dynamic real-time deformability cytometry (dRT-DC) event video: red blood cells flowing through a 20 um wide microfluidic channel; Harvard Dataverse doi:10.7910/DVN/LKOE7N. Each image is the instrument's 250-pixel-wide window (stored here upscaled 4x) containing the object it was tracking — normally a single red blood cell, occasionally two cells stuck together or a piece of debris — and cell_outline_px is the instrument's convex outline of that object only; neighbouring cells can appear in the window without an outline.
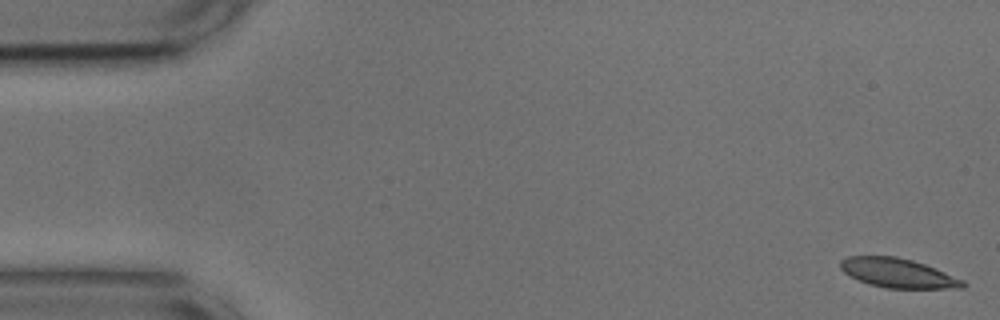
{"species": "common noctule bat (a hibernating species)", "species_latin": "Nyctalus noctula", "temperature_condition": "cold", "stored_images_in_passage": 54, "camera_frame_rate_fps": 3000, "um_per_image_px": 0.085, "animal": {"sex": "male", "body_mass_g": 17.9, "forearm_length_mm": 54.2}, "frame": {"image": 1, "passage_image": 1, "time_ms": 0.0, "image_size_px": [1000, 320], "cell_outline_px": [[968, 284], [964, 288], [884, 288], [868, 284], [844, 272], [840, 268], [840, 260], [848, 256], [896, 256], [912, 260], [936, 268], [964, 280]], "centroid_in_image_um": [76.35, 23.21], "position_along_channel_um": 8.7, "area_um2": 20.92}}
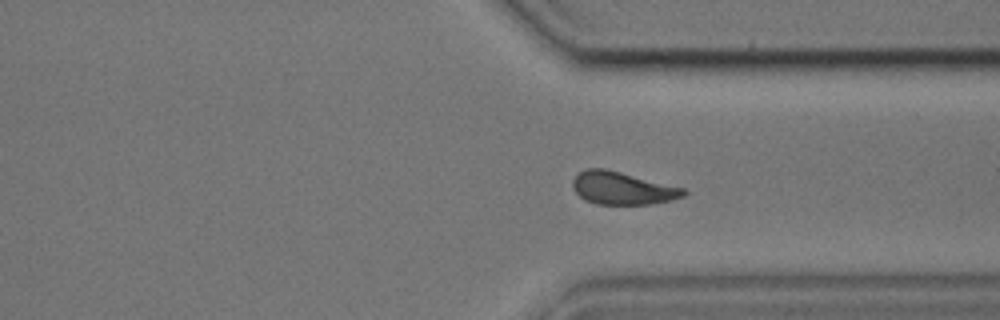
{"frame": {"image": 2, "passage_image": 40, "time_ms": 13.0, "image_size_px": [1000, 320], "cell_outline_px": [[688, 192], [684, 196], [672, 200], [652, 204], [596, 204], [584, 200], [572, 188], [572, 180], [584, 168], [604, 168], [684, 188]], "centroid_in_image_um": [52.89, 16.0], "position_along_channel_um": 358.5, "area_um2": 21.1}}
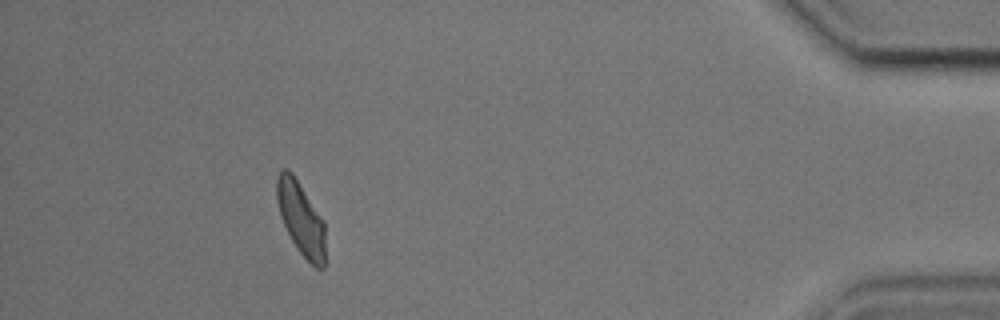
{"frame": {"image": 3, "passage_image": 49, "time_ms": 16.0, "image_size_px": [1000, 320], "cell_outline_px": [[324, 268], [316, 268], [296, 248], [280, 216], [276, 200], [276, 176], [284, 168], [288, 168], [292, 172], [324, 220]], "centroid_in_image_um": [25.56, 18.53], "position_along_channel_um": 409.6, "area_um2": 20.58}, "authors_computed_cell_mechanics": {"area_um2": 21.5305, "velocity_mm_per_s": 3.6504, "shape_relaxation_time_tau1_ms": 2.9603, "shape_relaxation_time_tau2_ms": 1.8242, "deformation_change_tau1": 0.1395, "deformation_change_tau2": 0.0875}}